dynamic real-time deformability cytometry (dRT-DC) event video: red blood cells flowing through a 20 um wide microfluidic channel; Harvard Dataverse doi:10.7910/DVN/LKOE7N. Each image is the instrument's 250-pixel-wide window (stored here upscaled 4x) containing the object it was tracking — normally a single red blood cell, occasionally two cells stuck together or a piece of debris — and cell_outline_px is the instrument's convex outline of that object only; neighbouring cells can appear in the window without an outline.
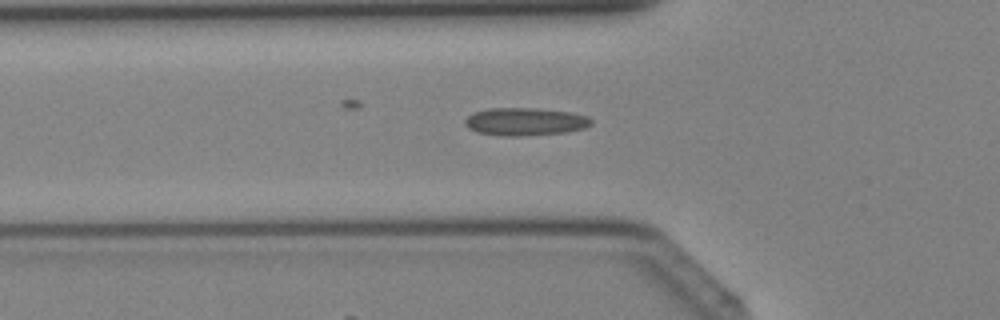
{"species": "Egyptian fruit bat (a non-hibernating species)", "species_latin": "Rousettus aegyptiacus", "temperature_condition": "cold", "stored_images_in_passage": 31, "camera_frame_rate_fps": 3000, "um_per_image_px": 0.085, "animal": {"sex": "female"}, "frame": {"image": 1, "passage_image": 5, "time_ms": 1.333, "image_size_px": [1000, 320], "cell_outline_px": [[592, 124], [584, 128], [564, 132], [520, 136], [500, 136], [476, 132], [468, 128], [464, 124], [464, 120], [472, 112], [488, 108], [540, 108], [572, 112], [588, 116], [592, 120]], "centroid_in_image_um": [44.61, 10.33], "position_along_channel_um": 81.2, "area_um2": 20.69}}
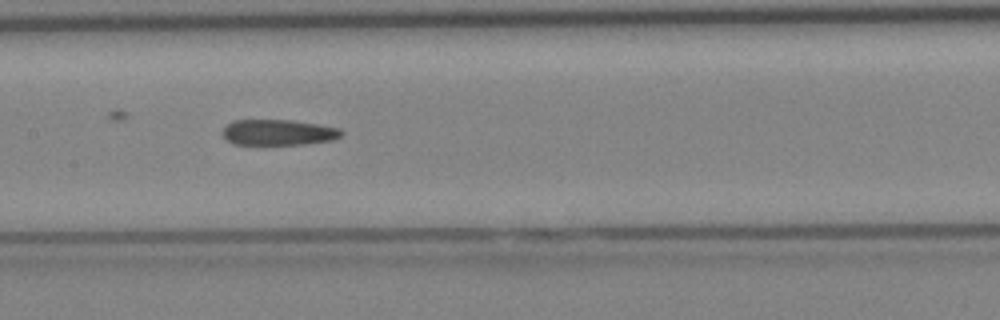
{"frame": {"image": 2, "passage_image": 11, "time_ms": 3.333, "image_size_px": [1000, 320], "cell_outline_px": [[344, 132], [340, 136], [332, 140], [304, 144], [232, 144], [220, 132], [232, 120], [292, 120], [340, 128]], "centroid_in_image_um": [23.64, 11.25], "position_along_channel_um": 183.8, "area_um2": 17.74}}
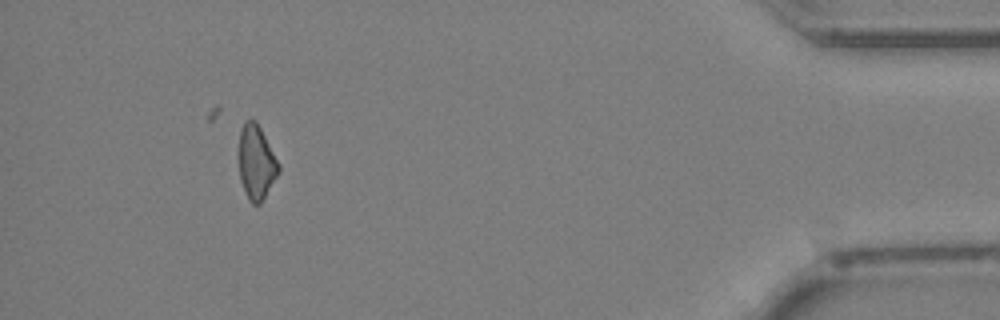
{"frame": {"image": 3, "passage_image": 28, "time_ms": 9.0, "image_size_px": [1000, 320], "cell_outline_px": [[280, 172], [260, 204], [252, 204], [248, 200], [240, 180], [240, 132], [244, 120], [256, 120], [280, 164]], "centroid_in_image_um": [21.81, 13.81], "position_along_channel_um": 413.4, "area_um2": 17.11}}